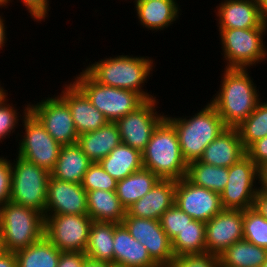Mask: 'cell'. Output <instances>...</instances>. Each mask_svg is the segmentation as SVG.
<instances>
[{
	"label": "cell",
	"instance_id": "obj_2",
	"mask_svg": "<svg viewBox=\"0 0 267 267\" xmlns=\"http://www.w3.org/2000/svg\"><path fill=\"white\" fill-rule=\"evenodd\" d=\"M114 57V58H113ZM86 66L84 70L98 83L115 88L132 90L144 100L156 98L142 89L155 69V60L148 56L117 55ZM154 66V67H153Z\"/></svg>",
	"mask_w": 267,
	"mask_h": 267
},
{
	"label": "cell",
	"instance_id": "obj_3",
	"mask_svg": "<svg viewBox=\"0 0 267 267\" xmlns=\"http://www.w3.org/2000/svg\"><path fill=\"white\" fill-rule=\"evenodd\" d=\"M194 114L175 118L165 115L177 132L181 153L187 164L199 160L206 146L228 128L209 101Z\"/></svg>",
	"mask_w": 267,
	"mask_h": 267
},
{
	"label": "cell",
	"instance_id": "obj_39",
	"mask_svg": "<svg viewBox=\"0 0 267 267\" xmlns=\"http://www.w3.org/2000/svg\"><path fill=\"white\" fill-rule=\"evenodd\" d=\"M165 267H220L219 256L207 252L182 255L175 257Z\"/></svg>",
	"mask_w": 267,
	"mask_h": 267
},
{
	"label": "cell",
	"instance_id": "obj_51",
	"mask_svg": "<svg viewBox=\"0 0 267 267\" xmlns=\"http://www.w3.org/2000/svg\"><path fill=\"white\" fill-rule=\"evenodd\" d=\"M5 251L4 246H3V240L1 236V231H0V254H2Z\"/></svg>",
	"mask_w": 267,
	"mask_h": 267
},
{
	"label": "cell",
	"instance_id": "obj_40",
	"mask_svg": "<svg viewBox=\"0 0 267 267\" xmlns=\"http://www.w3.org/2000/svg\"><path fill=\"white\" fill-rule=\"evenodd\" d=\"M8 157H0V206L10 201L11 196V162Z\"/></svg>",
	"mask_w": 267,
	"mask_h": 267
},
{
	"label": "cell",
	"instance_id": "obj_32",
	"mask_svg": "<svg viewBox=\"0 0 267 267\" xmlns=\"http://www.w3.org/2000/svg\"><path fill=\"white\" fill-rule=\"evenodd\" d=\"M228 175V167L213 166L196 160L188 163L186 178L194 185L221 194L227 184Z\"/></svg>",
	"mask_w": 267,
	"mask_h": 267
},
{
	"label": "cell",
	"instance_id": "obj_45",
	"mask_svg": "<svg viewBox=\"0 0 267 267\" xmlns=\"http://www.w3.org/2000/svg\"><path fill=\"white\" fill-rule=\"evenodd\" d=\"M0 267H17L15 252L4 251L0 254Z\"/></svg>",
	"mask_w": 267,
	"mask_h": 267
},
{
	"label": "cell",
	"instance_id": "obj_50",
	"mask_svg": "<svg viewBox=\"0 0 267 267\" xmlns=\"http://www.w3.org/2000/svg\"><path fill=\"white\" fill-rule=\"evenodd\" d=\"M9 3V0H0V8L2 9L3 7L7 8L8 4Z\"/></svg>",
	"mask_w": 267,
	"mask_h": 267
},
{
	"label": "cell",
	"instance_id": "obj_10",
	"mask_svg": "<svg viewBox=\"0 0 267 267\" xmlns=\"http://www.w3.org/2000/svg\"><path fill=\"white\" fill-rule=\"evenodd\" d=\"M258 183L259 168L245 154L229 167L228 181L220 194L222 208L242 211L253 208Z\"/></svg>",
	"mask_w": 267,
	"mask_h": 267
},
{
	"label": "cell",
	"instance_id": "obj_52",
	"mask_svg": "<svg viewBox=\"0 0 267 267\" xmlns=\"http://www.w3.org/2000/svg\"><path fill=\"white\" fill-rule=\"evenodd\" d=\"M1 85L2 84L0 83V98L7 92V90H5V88H3Z\"/></svg>",
	"mask_w": 267,
	"mask_h": 267
},
{
	"label": "cell",
	"instance_id": "obj_38",
	"mask_svg": "<svg viewBox=\"0 0 267 267\" xmlns=\"http://www.w3.org/2000/svg\"><path fill=\"white\" fill-rule=\"evenodd\" d=\"M194 219L180 210L175 204L167 209L160 218L162 229L172 241Z\"/></svg>",
	"mask_w": 267,
	"mask_h": 267
},
{
	"label": "cell",
	"instance_id": "obj_31",
	"mask_svg": "<svg viewBox=\"0 0 267 267\" xmlns=\"http://www.w3.org/2000/svg\"><path fill=\"white\" fill-rule=\"evenodd\" d=\"M61 252L44 236L15 252L17 267H57Z\"/></svg>",
	"mask_w": 267,
	"mask_h": 267
},
{
	"label": "cell",
	"instance_id": "obj_9",
	"mask_svg": "<svg viewBox=\"0 0 267 267\" xmlns=\"http://www.w3.org/2000/svg\"><path fill=\"white\" fill-rule=\"evenodd\" d=\"M22 126L25 132L18 136L17 155L51 172L58 159L61 145L45 130L40 121L29 111L23 117Z\"/></svg>",
	"mask_w": 267,
	"mask_h": 267
},
{
	"label": "cell",
	"instance_id": "obj_35",
	"mask_svg": "<svg viewBox=\"0 0 267 267\" xmlns=\"http://www.w3.org/2000/svg\"><path fill=\"white\" fill-rule=\"evenodd\" d=\"M243 239L267 249V220L254 207L244 210Z\"/></svg>",
	"mask_w": 267,
	"mask_h": 267
},
{
	"label": "cell",
	"instance_id": "obj_41",
	"mask_svg": "<svg viewBox=\"0 0 267 267\" xmlns=\"http://www.w3.org/2000/svg\"><path fill=\"white\" fill-rule=\"evenodd\" d=\"M20 1V0H19ZM50 0H21L20 2L26 7L28 13H30L31 18L34 19V22H40L49 16L48 12L50 11L49 2ZM12 3V0H9V3Z\"/></svg>",
	"mask_w": 267,
	"mask_h": 267
},
{
	"label": "cell",
	"instance_id": "obj_8",
	"mask_svg": "<svg viewBox=\"0 0 267 267\" xmlns=\"http://www.w3.org/2000/svg\"><path fill=\"white\" fill-rule=\"evenodd\" d=\"M10 161L12 171L10 201L45 215L50 172L17 155L14 162L11 159Z\"/></svg>",
	"mask_w": 267,
	"mask_h": 267
},
{
	"label": "cell",
	"instance_id": "obj_47",
	"mask_svg": "<svg viewBox=\"0 0 267 267\" xmlns=\"http://www.w3.org/2000/svg\"><path fill=\"white\" fill-rule=\"evenodd\" d=\"M2 15H0V50H3V47L5 46L7 39V31H6V20L3 19Z\"/></svg>",
	"mask_w": 267,
	"mask_h": 267
},
{
	"label": "cell",
	"instance_id": "obj_26",
	"mask_svg": "<svg viewBox=\"0 0 267 267\" xmlns=\"http://www.w3.org/2000/svg\"><path fill=\"white\" fill-rule=\"evenodd\" d=\"M125 214L116 191H87V215L93 221L121 224Z\"/></svg>",
	"mask_w": 267,
	"mask_h": 267
},
{
	"label": "cell",
	"instance_id": "obj_30",
	"mask_svg": "<svg viewBox=\"0 0 267 267\" xmlns=\"http://www.w3.org/2000/svg\"><path fill=\"white\" fill-rule=\"evenodd\" d=\"M160 178L152 171L142 168L123 180L117 181L116 195L121 205L127 210L129 206L148 193Z\"/></svg>",
	"mask_w": 267,
	"mask_h": 267
},
{
	"label": "cell",
	"instance_id": "obj_1",
	"mask_svg": "<svg viewBox=\"0 0 267 267\" xmlns=\"http://www.w3.org/2000/svg\"><path fill=\"white\" fill-rule=\"evenodd\" d=\"M223 71L220 88L209 102L227 127L236 128L255 110L262 98L248 68L224 67Z\"/></svg>",
	"mask_w": 267,
	"mask_h": 267
},
{
	"label": "cell",
	"instance_id": "obj_25",
	"mask_svg": "<svg viewBox=\"0 0 267 267\" xmlns=\"http://www.w3.org/2000/svg\"><path fill=\"white\" fill-rule=\"evenodd\" d=\"M92 163L77 143L63 145L50 174L51 177L62 181L81 184L84 174Z\"/></svg>",
	"mask_w": 267,
	"mask_h": 267
},
{
	"label": "cell",
	"instance_id": "obj_7",
	"mask_svg": "<svg viewBox=\"0 0 267 267\" xmlns=\"http://www.w3.org/2000/svg\"><path fill=\"white\" fill-rule=\"evenodd\" d=\"M225 68H252L267 60V28L218 29Z\"/></svg>",
	"mask_w": 267,
	"mask_h": 267
},
{
	"label": "cell",
	"instance_id": "obj_6",
	"mask_svg": "<svg viewBox=\"0 0 267 267\" xmlns=\"http://www.w3.org/2000/svg\"><path fill=\"white\" fill-rule=\"evenodd\" d=\"M72 82L87 96L108 120L116 122L134 111L145 100L136 92L127 89L104 86L95 81L83 68Z\"/></svg>",
	"mask_w": 267,
	"mask_h": 267
},
{
	"label": "cell",
	"instance_id": "obj_20",
	"mask_svg": "<svg viewBox=\"0 0 267 267\" xmlns=\"http://www.w3.org/2000/svg\"><path fill=\"white\" fill-rule=\"evenodd\" d=\"M175 189V180L160 179L148 193L127 208L125 216L160 220L175 203Z\"/></svg>",
	"mask_w": 267,
	"mask_h": 267
},
{
	"label": "cell",
	"instance_id": "obj_28",
	"mask_svg": "<svg viewBox=\"0 0 267 267\" xmlns=\"http://www.w3.org/2000/svg\"><path fill=\"white\" fill-rule=\"evenodd\" d=\"M114 222L93 221L89 231L85 255L95 261L114 265Z\"/></svg>",
	"mask_w": 267,
	"mask_h": 267
},
{
	"label": "cell",
	"instance_id": "obj_33",
	"mask_svg": "<svg viewBox=\"0 0 267 267\" xmlns=\"http://www.w3.org/2000/svg\"><path fill=\"white\" fill-rule=\"evenodd\" d=\"M206 223L193 220L171 241L175 257L207 252L205 244Z\"/></svg>",
	"mask_w": 267,
	"mask_h": 267
},
{
	"label": "cell",
	"instance_id": "obj_4",
	"mask_svg": "<svg viewBox=\"0 0 267 267\" xmlns=\"http://www.w3.org/2000/svg\"><path fill=\"white\" fill-rule=\"evenodd\" d=\"M141 154L143 168L160 179L177 181L186 177L188 164L182 156L177 132L166 118L154 129Z\"/></svg>",
	"mask_w": 267,
	"mask_h": 267
},
{
	"label": "cell",
	"instance_id": "obj_48",
	"mask_svg": "<svg viewBox=\"0 0 267 267\" xmlns=\"http://www.w3.org/2000/svg\"><path fill=\"white\" fill-rule=\"evenodd\" d=\"M83 267H116V266L111 263L95 261L87 258Z\"/></svg>",
	"mask_w": 267,
	"mask_h": 267
},
{
	"label": "cell",
	"instance_id": "obj_29",
	"mask_svg": "<svg viewBox=\"0 0 267 267\" xmlns=\"http://www.w3.org/2000/svg\"><path fill=\"white\" fill-rule=\"evenodd\" d=\"M266 259V248L242 239L219 255V265L220 267H261Z\"/></svg>",
	"mask_w": 267,
	"mask_h": 267
},
{
	"label": "cell",
	"instance_id": "obj_43",
	"mask_svg": "<svg viewBox=\"0 0 267 267\" xmlns=\"http://www.w3.org/2000/svg\"><path fill=\"white\" fill-rule=\"evenodd\" d=\"M87 258L85 252H61L57 267H83Z\"/></svg>",
	"mask_w": 267,
	"mask_h": 267
},
{
	"label": "cell",
	"instance_id": "obj_24",
	"mask_svg": "<svg viewBox=\"0 0 267 267\" xmlns=\"http://www.w3.org/2000/svg\"><path fill=\"white\" fill-rule=\"evenodd\" d=\"M120 143V133L115 122H108L95 131L81 134L77 141L83 153L92 162L105 158Z\"/></svg>",
	"mask_w": 267,
	"mask_h": 267
},
{
	"label": "cell",
	"instance_id": "obj_46",
	"mask_svg": "<svg viewBox=\"0 0 267 267\" xmlns=\"http://www.w3.org/2000/svg\"><path fill=\"white\" fill-rule=\"evenodd\" d=\"M259 191L267 194V163L259 168Z\"/></svg>",
	"mask_w": 267,
	"mask_h": 267
},
{
	"label": "cell",
	"instance_id": "obj_37",
	"mask_svg": "<svg viewBox=\"0 0 267 267\" xmlns=\"http://www.w3.org/2000/svg\"><path fill=\"white\" fill-rule=\"evenodd\" d=\"M82 187L85 191H116L117 180L108 174L98 162H93L83 176Z\"/></svg>",
	"mask_w": 267,
	"mask_h": 267
},
{
	"label": "cell",
	"instance_id": "obj_27",
	"mask_svg": "<svg viewBox=\"0 0 267 267\" xmlns=\"http://www.w3.org/2000/svg\"><path fill=\"white\" fill-rule=\"evenodd\" d=\"M98 163L117 181L143 168L141 152L122 142Z\"/></svg>",
	"mask_w": 267,
	"mask_h": 267
},
{
	"label": "cell",
	"instance_id": "obj_11",
	"mask_svg": "<svg viewBox=\"0 0 267 267\" xmlns=\"http://www.w3.org/2000/svg\"><path fill=\"white\" fill-rule=\"evenodd\" d=\"M44 236L62 252H85L93 220L87 215H44Z\"/></svg>",
	"mask_w": 267,
	"mask_h": 267
},
{
	"label": "cell",
	"instance_id": "obj_5",
	"mask_svg": "<svg viewBox=\"0 0 267 267\" xmlns=\"http://www.w3.org/2000/svg\"><path fill=\"white\" fill-rule=\"evenodd\" d=\"M42 213L11 201L0 206V231L5 251L16 252L44 237Z\"/></svg>",
	"mask_w": 267,
	"mask_h": 267
},
{
	"label": "cell",
	"instance_id": "obj_17",
	"mask_svg": "<svg viewBox=\"0 0 267 267\" xmlns=\"http://www.w3.org/2000/svg\"><path fill=\"white\" fill-rule=\"evenodd\" d=\"M87 214V192L79 183L49 177L45 215Z\"/></svg>",
	"mask_w": 267,
	"mask_h": 267
},
{
	"label": "cell",
	"instance_id": "obj_16",
	"mask_svg": "<svg viewBox=\"0 0 267 267\" xmlns=\"http://www.w3.org/2000/svg\"><path fill=\"white\" fill-rule=\"evenodd\" d=\"M244 211L223 209L206 222L207 253L219 256L236 241L243 239Z\"/></svg>",
	"mask_w": 267,
	"mask_h": 267
},
{
	"label": "cell",
	"instance_id": "obj_19",
	"mask_svg": "<svg viewBox=\"0 0 267 267\" xmlns=\"http://www.w3.org/2000/svg\"><path fill=\"white\" fill-rule=\"evenodd\" d=\"M216 10L218 29L267 28L260 16L258 0H222Z\"/></svg>",
	"mask_w": 267,
	"mask_h": 267
},
{
	"label": "cell",
	"instance_id": "obj_49",
	"mask_svg": "<svg viewBox=\"0 0 267 267\" xmlns=\"http://www.w3.org/2000/svg\"><path fill=\"white\" fill-rule=\"evenodd\" d=\"M260 16L263 24L267 26V0H258Z\"/></svg>",
	"mask_w": 267,
	"mask_h": 267
},
{
	"label": "cell",
	"instance_id": "obj_34",
	"mask_svg": "<svg viewBox=\"0 0 267 267\" xmlns=\"http://www.w3.org/2000/svg\"><path fill=\"white\" fill-rule=\"evenodd\" d=\"M240 134L243 148L267 136V101L258 103L255 110L236 127Z\"/></svg>",
	"mask_w": 267,
	"mask_h": 267
},
{
	"label": "cell",
	"instance_id": "obj_23",
	"mask_svg": "<svg viewBox=\"0 0 267 267\" xmlns=\"http://www.w3.org/2000/svg\"><path fill=\"white\" fill-rule=\"evenodd\" d=\"M246 154L237 128H226L204 150L201 162L220 167H230Z\"/></svg>",
	"mask_w": 267,
	"mask_h": 267
},
{
	"label": "cell",
	"instance_id": "obj_53",
	"mask_svg": "<svg viewBox=\"0 0 267 267\" xmlns=\"http://www.w3.org/2000/svg\"><path fill=\"white\" fill-rule=\"evenodd\" d=\"M261 267H267V259H266V261L262 264Z\"/></svg>",
	"mask_w": 267,
	"mask_h": 267
},
{
	"label": "cell",
	"instance_id": "obj_21",
	"mask_svg": "<svg viewBox=\"0 0 267 267\" xmlns=\"http://www.w3.org/2000/svg\"><path fill=\"white\" fill-rule=\"evenodd\" d=\"M113 249L116 267H159L147 248L133 238L122 223H114Z\"/></svg>",
	"mask_w": 267,
	"mask_h": 267
},
{
	"label": "cell",
	"instance_id": "obj_36",
	"mask_svg": "<svg viewBox=\"0 0 267 267\" xmlns=\"http://www.w3.org/2000/svg\"><path fill=\"white\" fill-rule=\"evenodd\" d=\"M8 93H5L0 98V142L2 143L4 139L12 136V133H15V128L18 127L20 120H23V117L29 112V103L23 106L22 114H19L18 109H16V104L8 103ZM14 106V107H13ZM20 115V116H19ZM23 115V116H22ZM20 117V119H19ZM22 117V118H21ZM19 122V123H18ZM3 140V141H2Z\"/></svg>",
	"mask_w": 267,
	"mask_h": 267
},
{
	"label": "cell",
	"instance_id": "obj_44",
	"mask_svg": "<svg viewBox=\"0 0 267 267\" xmlns=\"http://www.w3.org/2000/svg\"><path fill=\"white\" fill-rule=\"evenodd\" d=\"M267 220V194L259 191L254 200L253 206Z\"/></svg>",
	"mask_w": 267,
	"mask_h": 267
},
{
	"label": "cell",
	"instance_id": "obj_18",
	"mask_svg": "<svg viewBox=\"0 0 267 267\" xmlns=\"http://www.w3.org/2000/svg\"><path fill=\"white\" fill-rule=\"evenodd\" d=\"M62 87L59 96L68 104L79 136L95 131L108 123L105 116L72 81Z\"/></svg>",
	"mask_w": 267,
	"mask_h": 267
},
{
	"label": "cell",
	"instance_id": "obj_14",
	"mask_svg": "<svg viewBox=\"0 0 267 267\" xmlns=\"http://www.w3.org/2000/svg\"><path fill=\"white\" fill-rule=\"evenodd\" d=\"M122 224L130 235L143 244L151 259L159 266H167L174 258L171 240L162 229L160 220L125 216Z\"/></svg>",
	"mask_w": 267,
	"mask_h": 267
},
{
	"label": "cell",
	"instance_id": "obj_15",
	"mask_svg": "<svg viewBox=\"0 0 267 267\" xmlns=\"http://www.w3.org/2000/svg\"><path fill=\"white\" fill-rule=\"evenodd\" d=\"M194 220L207 222L220 213V194L191 183L186 177L176 181L175 203Z\"/></svg>",
	"mask_w": 267,
	"mask_h": 267
},
{
	"label": "cell",
	"instance_id": "obj_22",
	"mask_svg": "<svg viewBox=\"0 0 267 267\" xmlns=\"http://www.w3.org/2000/svg\"><path fill=\"white\" fill-rule=\"evenodd\" d=\"M177 0H134L138 23L152 31L167 29L179 18L181 9Z\"/></svg>",
	"mask_w": 267,
	"mask_h": 267
},
{
	"label": "cell",
	"instance_id": "obj_13",
	"mask_svg": "<svg viewBox=\"0 0 267 267\" xmlns=\"http://www.w3.org/2000/svg\"><path fill=\"white\" fill-rule=\"evenodd\" d=\"M158 99L145 100L134 111L129 112L115 123L118 126L121 142L142 152L150 141L152 132L165 118L158 113Z\"/></svg>",
	"mask_w": 267,
	"mask_h": 267
},
{
	"label": "cell",
	"instance_id": "obj_42",
	"mask_svg": "<svg viewBox=\"0 0 267 267\" xmlns=\"http://www.w3.org/2000/svg\"><path fill=\"white\" fill-rule=\"evenodd\" d=\"M246 155L258 168L267 163V136L252 143L246 149Z\"/></svg>",
	"mask_w": 267,
	"mask_h": 267
},
{
	"label": "cell",
	"instance_id": "obj_12",
	"mask_svg": "<svg viewBox=\"0 0 267 267\" xmlns=\"http://www.w3.org/2000/svg\"><path fill=\"white\" fill-rule=\"evenodd\" d=\"M29 111L40 121L45 130L61 145L78 141V133L68 104L58 95L32 104Z\"/></svg>",
	"mask_w": 267,
	"mask_h": 267
}]
</instances>
